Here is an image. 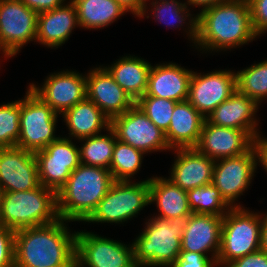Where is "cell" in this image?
Here are the masks:
<instances>
[{"instance_id": "ba28073f", "label": "cell", "mask_w": 267, "mask_h": 267, "mask_svg": "<svg viewBox=\"0 0 267 267\" xmlns=\"http://www.w3.org/2000/svg\"><path fill=\"white\" fill-rule=\"evenodd\" d=\"M57 115L30 89L21 99L20 135L16 147L31 151L44 149L59 137L53 135Z\"/></svg>"}, {"instance_id": "5b68a950", "label": "cell", "mask_w": 267, "mask_h": 267, "mask_svg": "<svg viewBox=\"0 0 267 267\" xmlns=\"http://www.w3.org/2000/svg\"><path fill=\"white\" fill-rule=\"evenodd\" d=\"M59 219L57 193L40 185L28 191L4 192L0 224L14 231Z\"/></svg>"}, {"instance_id": "e575fe53", "label": "cell", "mask_w": 267, "mask_h": 267, "mask_svg": "<svg viewBox=\"0 0 267 267\" xmlns=\"http://www.w3.org/2000/svg\"><path fill=\"white\" fill-rule=\"evenodd\" d=\"M160 2L161 3H159L158 1L152 3V7L154 6L153 10L155 11L153 13H155L156 20H160L159 22H161V19L165 21L166 18H168L167 16H170L169 18H171L172 21H176L177 23L178 22L182 23V21H184L186 16L190 15L188 14V12H186L187 6L185 3L182 4L175 0H171V1L160 0ZM185 12L187 13V15H185L184 17L183 14H186ZM166 21H169V20H166ZM170 24H171V21L167 23L168 26ZM170 26L173 27L174 25H170Z\"/></svg>"}, {"instance_id": "cb8c5ba5", "label": "cell", "mask_w": 267, "mask_h": 267, "mask_svg": "<svg viewBox=\"0 0 267 267\" xmlns=\"http://www.w3.org/2000/svg\"><path fill=\"white\" fill-rule=\"evenodd\" d=\"M76 25L79 26L77 10L72 1L66 6L40 12L36 40L48 47H58L69 38Z\"/></svg>"}, {"instance_id": "44dd1931", "label": "cell", "mask_w": 267, "mask_h": 267, "mask_svg": "<svg viewBox=\"0 0 267 267\" xmlns=\"http://www.w3.org/2000/svg\"><path fill=\"white\" fill-rule=\"evenodd\" d=\"M192 73L173 63L151 66L147 89L141 97H159L176 102L186 101Z\"/></svg>"}, {"instance_id": "7c38bea8", "label": "cell", "mask_w": 267, "mask_h": 267, "mask_svg": "<svg viewBox=\"0 0 267 267\" xmlns=\"http://www.w3.org/2000/svg\"><path fill=\"white\" fill-rule=\"evenodd\" d=\"M110 127L119 141L145 152L169 149L162 132L135 103L111 120Z\"/></svg>"}, {"instance_id": "d590c367", "label": "cell", "mask_w": 267, "mask_h": 267, "mask_svg": "<svg viewBox=\"0 0 267 267\" xmlns=\"http://www.w3.org/2000/svg\"><path fill=\"white\" fill-rule=\"evenodd\" d=\"M15 231L0 224V267H14Z\"/></svg>"}, {"instance_id": "2e32d148", "label": "cell", "mask_w": 267, "mask_h": 267, "mask_svg": "<svg viewBox=\"0 0 267 267\" xmlns=\"http://www.w3.org/2000/svg\"><path fill=\"white\" fill-rule=\"evenodd\" d=\"M29 89L56 114H63L87 98L86 77L73 71L52 74L46 79L42 88L32 84Z\"/></svg>"}, {"instance_id": "836d02e7", "label": "cell", "mask_w": 267, "mask_h": 267, "mask_svg": "<svg viewBox=\"0 0 267 267\" xmlns=\"http://www.w3.org/2000/svg\"><path fill=\"white\" fill-rule=\"evenodd\" d=\"M135 103L162 132H167L176 101L159 97H140Z\"/></svg>"}, {"instance_id": "8992f818", "label": "cell", "mask_w": 267, "mask_h": 267, "mask_svg": "<svg viewBox=\"0 0 267 267\" xmlns=\"http://www.w3.org/2000/svg\"><path fill=\"white\" fill-rule=\"evenodd\" d=\"M229 208L223 216L221 246L216 262L220 265H227L261 249L262 218L237 205Z\"/></svg>"}, {"instance_id": "f35d334b", "label": "cell", "mask_w": 267, "mask_h": 267, "mask_svg": "<svg viewBox=\"0 0 267 267\" xmlns=\"http://www.w3.org/2000/svg\"><path fill=\"white\" fill-rule=\"evenodd\" d=\"M226 267H267V251L262 249L227 264Z\"/></svg>"}, {"instance_id": "8fae6325", "label": "cell", "mask_w": 267, "mask_h": 267, "mask_svg": "<svg viewBox=\"0 0 267 267\" xmlns=\"http://www.w3.org/2000/svg\"><path fill=\"white\" fill-rule=\"evenodd\" d=\"M76 267H137L133 245L102 238L93 233L76 234Z\"/></svg>"}, {"instance_id": "9a60e30c", "label": "cell", "mask_w": 267, "mask_h": 267, "mask_svg": "<svg viewBox=\"0 0 267 267\" xmlns=\"http://www.w3.org/2000/svg\"><path fill=\"white\" fill-rule=\"evenodd\" d=\"M40 185L33 152L18 147L0 148V188L4 192L28 191Z\"/></svg>"}, {"instance_id": "d6986e66", "label": "cell", "mask_w": 267, "mask_h": 267, "mask_svg": "<svg viewBox=\"0 0 267 267\" xmlns=\"http://www.w3.org/2000/svg\"><path fill=\"white\" fill-rule=\"evenodd\" d=\"M223 217L192 213L181 239V250L197 252L205 255V252H213V262L216 265L221 246V229Z\"/></svg>"}, {"instance_id": "7402d4cb", "label": "cell", "mask_w": 267, "mask_h": 267, "mask_svg": "<svg viewBox=\"0 0 267 267\" xmlns=\"http://www.w3.org/2000/svg\"><path fill=\"white\" fill-rule=\"evenodd\" d=\"M257 107L254 100L236 90L206 116V120L216 126L245 130L255 139L259 136L253 118Z\"/></svg>"}, {"instance_id": "f546056e", "label": "cell", "mask_w": 267, "mask_h": 267, "mask_svg": "<svg viewBox=\"0 0 267 267\" xmlns=\"http://www.w3.org/2000/svg\"><path fill=\"white\" fill-rule=\"evenodd\" d=\"M143 151L134 148L118 139L112 154L110 173L115 181H129L141 167Z\"/></svg>"}, {"instance_id": "4316f807", "label": "cell", "mask_w": 267, "mask_h": 267, "mask_svg": "<svg viewBox=\"0 0 267 267\" xmlns=\"http://www.w3.org/2000/svg\"><path fill=\"white\" fill-rule=\"evenodd\" d=\"M150 203L155 202L161 215L168 220L177 216H190L187 192L171 180L161 177L149 179Z\"/></svg>"}, {"instance_id": "30bf717a", "label": "cell", "mask_w": 267, "mask_h": 267, "mask_svg": "<svg viewBox=\"0 0 267 267\" xmlns=\"http://www.w3.org/2000/svg\"><path fill=\"white\" fill-rule=\"evenodd\" d=\"M34 154L38 164L40 184L56 193L81 164L80 149L66 138L59 137Z\"/></svg>"}, {"instance_id": "6da1fadb", "label": "cell", "mask_w": 267, "mask_h": 267, "mask_svg": "<svg viewBox=\"0 0 267 267\" xmlns=\"http://www.w3.org/2000/svg\"><path fill=\"white\" fill-rule=\"evenodd\" d=\"M190 37L206 49H226L254 40L248 0H229L200 12L190 21Z\"/></svg>"}, {"instance_id": "83f0119b", "label": "cell", "mask_w": 267, "mask_h": 267, "mask_svg": "<svg viewBox=\"0 0 267 267\" xmlns=\"http://www.w3.org/2000/svg\"><path fill=\"white\" fill-rule=\"evenodd\" d=\"M77 10L79 26L87 29L103 28L118 17L125 10L117 0H71Z\"/></svg>"}, {"instance_id": "d4e9b609", "label": "cell", "mask_w": 267, "mask_h": 267, "mask_svg": "<svg viewBox=\"0 0 267 267\" xmlns=\"http://www.w3.org/2000/svg\"><path fill=\"white\" fill-rule=\"evenodd\" d=\"M150 68L151 65L142 58L132 56L122 57L111 67H105L134 102L146 92Z\"/></svg>"}, {"instance_id": "277c9868", "label": "cell", "mask_w": 267, "mask_h": 267, "mask_svg": "<svg viewBox=\"0 0 267 267\" xmlns=\"http://www.w3.org/2000/svg\"><path fill=\"white\" fill-rule=\"evenodd\" d=\"M187 221L188 216H177L170 220L159 216L150 218L144 231L132 244L137 267H170L179 258Z\"/></svg>"}, {"instance_id": "b9f144b4", "label": "cell", "mask_w": 267, "mask_h": 267, "mask_svg": "<svg viewBox=\"0 0 267 267\" xmlns=\"http://www.w3.org/2000/svg\"><path fill=\"white\" fill-rule=\"evenodd\" d=\"M254 147L257 152V158L267 171V139L257 137L254 139Z\"/></svg>"}, {"instance_id": "1f68e13d", "label": "cell", "mask_w": 267, "mask_h": 267, "mask_svg": "<svg viewBox=\"0 0 267 267\" xmlns=\"http://www.w3.org/2000/svg\"><path fill=\"white\" fill-rule=\"evenodd\" d=\"M186 192L192 213L209 214L219 217H223L226 214L224 210L229 205L212 183L190 189Z\"/></svg>"}, {"instance_id": "f6af8a7d", "label": "cell", "mask_w": 267, "mask_h": 267, "mask_svg": "<svg viewBox=\"0 0 267 267\" xmlns=\"http://www.w3.org/2000/svg\"><path fill=\"white\" fill-rule=\"evenodd\" d=\"M3 193H4V191L0 188V212H1V204H2Z\"/></svg>"}, {"instance_id": "7bdbcfd3", "label": "cell", "mask_w": 267, "mask_h": 267, "mask_svg": "<svg viewBox=\"0 0 267 267\" xmlns=\"http://www.w3.org/2000/svg\"><path fill=\"white\" fill-rule=\"evenodd\" d=\"M226 1H229V0H188V4H192V5H202V11L207 9V8H210V7H213L217 4H220V3H223V2H226Z\"/></svg>"}, {"instance_id": "f1b7e54d", "label": "cell", "mask_w": 267, "mask_h": 267, "mask_svg": "<svg viewBox=\"0 0 267 267\" xmlns=\"http://www.w3.org/2000/svg\"><path fill=\"white\" fill-rule=\"evenodd\" d=\"M110 135H94L84 138L85 144L80 148V163L87 166L110 168L112 154L117 140L115 131L110 127Z\"/></svg>"}, {"instance_id": "7a4b0ae2", "label": "cell", "mask_w": 267, "mask_h": 267, "mask_svg": "<svg viewBox=\"0 0 267 267\" xmlns=\"http://www.w3.org/2000/svg\"><path fill=\"white\" fill-rule=\"evenodd\" d=\"M63 219L15 231L14 267H76V232Z\"/></svg>"}, {"instance_id": "603a6c76", "label": "cell", "mask_w": 267, "mask_h": 267, "mask_svg": "<svg viewBox=\"0 0 267 267\" xmlns=\"http://www.w3.org/2000/svg\"><path fill=\"white\" fill-rule=\"evenodd\" d=\"M205 119L188 100L177 102L165 133L169 148H195Z\"/></svg>"}, {"instance_id": "74e56055", "label": "cell", "mask_w": 267, "mask_h": 267, "mask_svg": "<svg viewBox=\"0 0 267 267\" xmlns=\"http://www.w3.org/2000/svg\"><path fill=\"white\" fill-rule=\"evenodd\" d=\"M213 259L197 252L181 250L179 258L170 267H213Z\"/></svg>"}, {"instance_id": "5bb4252c", "label": "cell", "mask_w": 267, "mask_h": 267, "mask_svg": "<svg viewBox=\"0 0 267 267\" xmlns=\"http://www.w3.org/2000/svg\"><path fill=\"white\" fill-rule=\"evenodd\" d=\"M236 91V76L231 71H215L205 75L193 72L188 101L204 117ZM206 114V115H205Z\"/></svg>"}, {"instance_id": "60d3db41", "label": "cell", "mask_w": 267, "mask_h": 267, "mask_svg": "<svg viewBox=\"0 0 267 267\" xmlns=\"http://www.w3.org/2000/svg\"><path fill=\"white\" fill-rule=\"evenodd\" d=\"M119 4L128 12L131 11L139 17L145 14L146 0H117Z\"/></svg>"}, {"instance_id": "8d00e7d4", "label": "cell", "mask_w": 267, "mask_h": 267, "mask_svg": "<svg viewBox=\"0 0 267 267\" xmlns=\"http://www.w3.org/2000/svg\"><path fill=\"white\" fill-rule=\"evenodd\" d=\"M251 21L257 35L267 31V0H248Z\"/></svg>"}, {"instance_id": "ab89813d", "label": "cell", "mask_w": 267, "mask_h": 267, "mask_svg": "<svg viewBox=\"0 0 267 267\" xmlns=\"http://www.w3.org/2000/svg\"><path fill=\"white\" fill-rule=\"evenodd\" d=\"M20 1L33 11L40 13L43 11H48L54 8H58L59 6L63 5L62 3L65 0H20Z\"/></svg>"}, {"instance_id": "4dcf8cb0", "label": "cell", "mask_w": 267, "mask_h": 267, "mask_svg": "<svg viewBox=\"0 0 267 267\" xmlns=\"http://www.w3.org/2000/svg\"><path fill=\"white\" fill-rule=\"evenodd\" d=\"M236 90L259 104L267 98V60L235 73Z\"/></svg>"}, {"instance_id": "3957f363", "label": "cell", "mask_w": 267, "mask_h": 267, "mask_svg": "<svg viewBox=\"0 0 267 267\" xmlns=\"http://www.w3.org/2000/svg\"><path fill=\"white\" fill-rule=\"evenodd\" d=\"M114 181L110 170L80 164L57 192L59 218L66 221H85Z\"/></svg>"}, {"instance_id": "ac0fdd59", "label": "cell", "mask_w": 267, "mask_h": 267, "mask_svg": "<svg viewBox=\"0 0 267 267\" xmlns=\"http://www.w3.org/2000/svg\"><path fill=\"white\" fill-rule=\"evenodd\" d=\"M86 91L87 99L92 101L110 121L135 104L105 68L99 67L88 73Z\"/></svg>"}, {"instance_id": "52a82bcc", "label": "cell", "mask_w": 267, "mask_h": 267, "mask_svg": "<svg viewBox=\"0 0 267 267\" xmlns=\"http://www.w3.org/2000/svg\"><path fill=\"white\" fill-rule=\"evenodd\" d=\"M150 203L149 179L139 183L114 181L86 222H124Z\"/></svg>"}, {"instance_id": "ee69618b", "label": "cell", "mask_w": 267, "mask_h": 267, "mask_svg": "<svg viewBox=\"0 0 267 267\" xmlns=\"http://www.w3.org/2000/svg\"><path fill=\"white\" fill-rule=\"evenodd\" d=\"M261 249L267 251V215L262 219Z\"/></svg>"}, {"instance_id": "484cf974", "label": "cell", "mask_w": 267, "mask_h": 267, "mask_svg": "<svg viewBox=\"0 0 267 267\" xmlns=\"http://www.w3.org/2000/svg\"><path fill=\"white\" fill-rule=\"evenodd\" d=\"M70 135L84 139L98 135L104 127L110 128V119L87 98L63 113Z\"/></svg>"}, {"instance_id": "ffe728a7", "label": "cell", "mask_w": 267, "mask_h": 267, "mask_svg": "<svg viewBox=\"0 0 267 267\" xmlns=\"http://www.w3.org/2000/svg\"><path fill=\"white\" fill-rule=\"evenodd\" d=\"M176 151L178 157L169 180L185 191L212 183L215 160L196 148H180Z\"/></svg>"}, {"instance_id": "4fadbf2b", "label": "cell", "mask_w": 267, "mask_h": 267, "mask_svg": "<svg viewBox=\"0 0 267 267\" xmlns=\"http://www.w3.org/2000/svg\"><path fill=\"white\" fill-rule=\"evenodd\" d=\"M218 161L220 163H217ZM256 161L257 152L254 145L246 153L215 161L212 184L229 206L242 194L248 184L250 185Z\"/></svg>"}, {"instance_id": "d6a6232c", "label": "cell", "mask_w": 267, "mask_h": 267, "mask_svg": "<svg viewBox=\"0 0 267 267\" xmlns=\"http://www.w3.org/2000/svg\"><path fill=\"white\" fill-rule=\"evenodd\" d=\"M21 100L0 106V148L16 147L20 135Z\"/></svg>"}, {"instance_id": "e0dca14e", "label": "cell", "mask_w": 267, "mask_h": 267, "mask_svg": "<svg viewBox=\"0 0 267 267\" xmlns=\"http://www.w3.org/2000/svg\"><path fill=\"white\" fill-rule=\"evenodd\" d=\"M253 145L254 138L247 131L216 126L205 119L195 148L210 159L218 160L246 153Z\"/></svg>"}, {"instance_id": "9c48e42d", "label": "cell", "mask_w": 267, "mask_h": 267, "mask_svg": "<svg viewBox=\"0 0 267 267\" xmlns=\"http://www.w3.org/2000/svg\"><path fill=\"white\" fill-rule=\"evenodd\" d=\"M38 13L20 0H0V49L11 57L36 40Z\"/></svg>"}]
</instances>
